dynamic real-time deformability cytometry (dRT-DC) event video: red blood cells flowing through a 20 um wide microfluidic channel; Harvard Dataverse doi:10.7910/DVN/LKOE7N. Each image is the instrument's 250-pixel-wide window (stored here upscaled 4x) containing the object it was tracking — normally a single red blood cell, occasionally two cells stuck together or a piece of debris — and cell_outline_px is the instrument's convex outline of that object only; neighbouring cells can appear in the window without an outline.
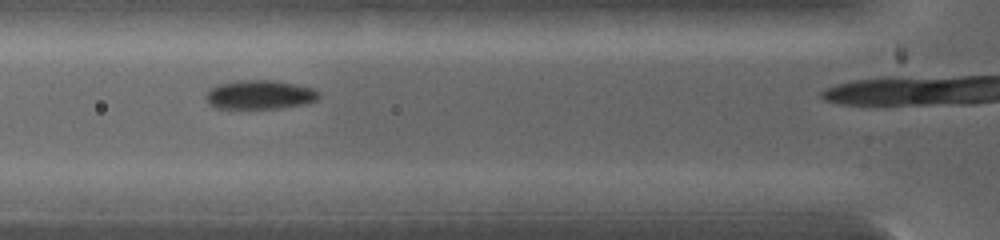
{"species": "common noctule bat (a hibernating species)", "species_latin": "Nyctalus noctula", "temperature_condition": "warm", "stored_images_in_passage": 6, "camera_frame_rate_fps": 5000, "um_per_image_px": 0.085, "animal": {"sex": "female", "body_mass_g": 19.0, "forearm_length_mm": 53.3}, "frame": {"image": 1, "passage_image": 5, "time_ms": 2.2, "image_size_px": [1000, 240], "cell_outline_px": [[320, 96], [316, 100], [304, 104], [280, 108], [216, 108], [208, 104], [204, 96], [208, 88], [220, 84], [236, 80], [272, 80], [312, 88], [320, 92]], "centroid_in_image_um": [22.03, 8.05], "position_along_channel_um": 103.8, "area_um2": 19.13}}